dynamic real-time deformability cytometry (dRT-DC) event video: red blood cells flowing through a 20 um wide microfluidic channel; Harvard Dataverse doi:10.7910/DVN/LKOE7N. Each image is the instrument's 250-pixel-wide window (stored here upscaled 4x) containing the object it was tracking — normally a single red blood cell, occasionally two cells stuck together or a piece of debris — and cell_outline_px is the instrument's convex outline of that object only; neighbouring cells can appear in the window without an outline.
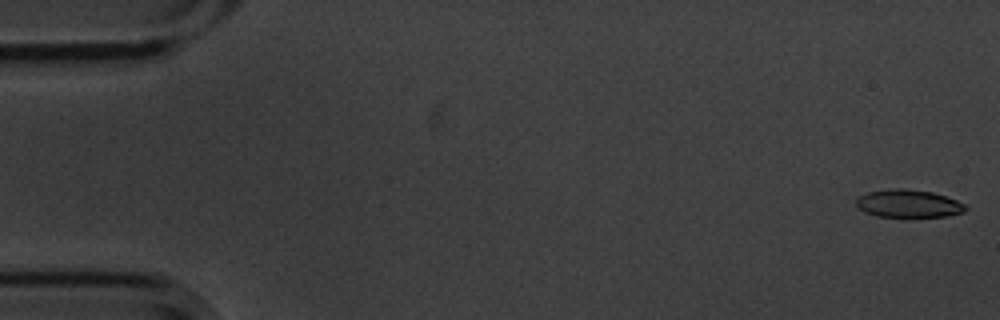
{"species": "common noctule bat (a hibernating species)", "species_latin": "Nyctalus noctula", "temperature_condition": "cold", "stored_images_in_passage": 5, "camera_frame_rate_fps": 3000, "um_per_image_px": 0.085, "animal": {"sex": "male", "body_mass_g": 20.1, "forearm_length_mm": 53.5}, "frame": {"image": 1, "passage_image": 1, "time_ms": 0.0, "image_size_px": [1000, 320], "cell_outline_px": [[968, 208], [964, 212], [948, 216], [876, 216], [864, 212], [856, 204], [856, 200], [860, 196], [868, 192], [888, 188], [904, 188], [932, 192], [956, 200], [964, 204]], "centroid_in_image_um": [77.21, 17.29], "position_along_channel_um": 7.8, "area_um2": 17.57}}
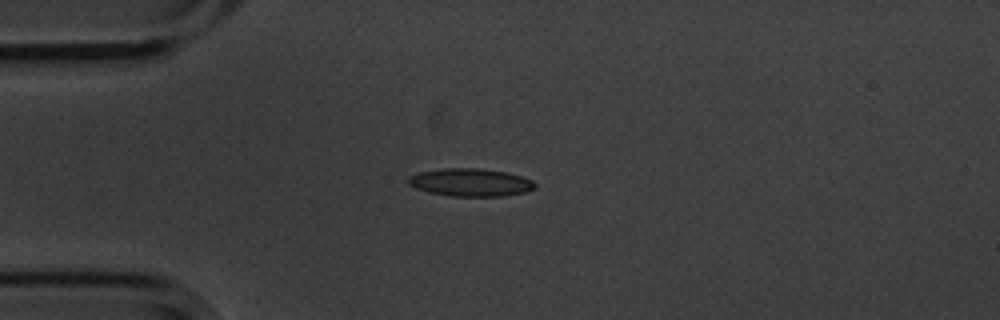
{"frame": {"image": 2, "passage_image": 4, "time_ms": 1.0, "image_size_px": [1000, 320], "cell_outline_px": [[536, 188], [524, 192], [504, 196], [452, 196], [428, 192], [416, 188], [408, 184], [408, 176], [416, 172], [444, 168], [480, 168], [504, 172], [520, 176], [532, 180], [536, 184]], "centroid_in_image_um": [39.96, 15.5], "position_along_channel_um": 45.0, "area_um2": 20.58}}